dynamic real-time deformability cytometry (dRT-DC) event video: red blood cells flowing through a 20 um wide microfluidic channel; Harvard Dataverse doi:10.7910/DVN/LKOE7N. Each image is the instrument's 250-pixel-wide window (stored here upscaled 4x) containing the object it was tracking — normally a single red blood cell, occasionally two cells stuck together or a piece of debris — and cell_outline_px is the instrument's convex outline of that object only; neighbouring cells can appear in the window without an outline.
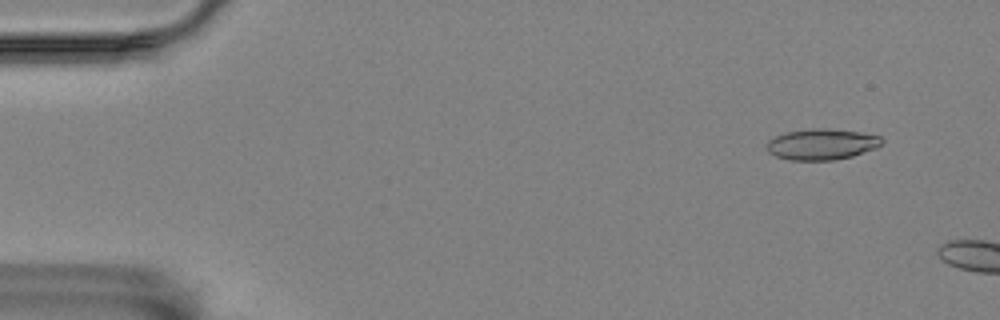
{"species": "Egyptian fruit bat (a non-hibernating species)", "species_latin": "Rousettus aegyptiacus", "temperature_condition": "room temperature", "stored_images_in_passage": 2, "camera_frame_rate_fps": 3000, "um_per_image_px": 0.085, "animal": {"sex": "female"}, "frame": {"image": 1, "passage_image": 1, "time_ms": 0.0, "image_size_px": [1000, 320], "cell_outline_px": [[884, 144], [876, 148], [852, 156], [832, 160], [788, 160], [776, 156], [768, 152], [768, 140], [784, 132], [812, 128], [824, 128], [860, 132], [880, 136], [884, 140]], "centroid_in_image_um": [69.87, 12.26], "position_along_channel_um": 15.1, "area_um2": 20.81}}